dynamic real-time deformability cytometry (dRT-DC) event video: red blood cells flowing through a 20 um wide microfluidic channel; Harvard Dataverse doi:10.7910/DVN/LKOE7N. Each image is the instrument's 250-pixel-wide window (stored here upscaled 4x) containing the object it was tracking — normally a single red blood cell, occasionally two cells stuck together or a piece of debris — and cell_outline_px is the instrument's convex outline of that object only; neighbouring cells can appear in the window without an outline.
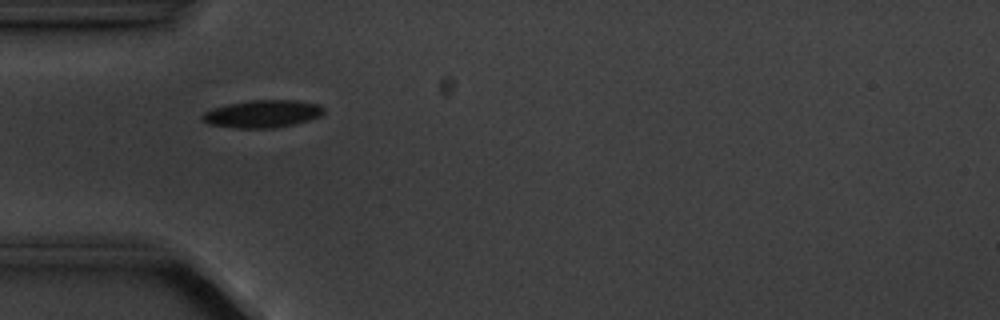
{"species": "common noctule bat (a hibernating species)", "species_latin": "Nyctalus noctula", "temperature_condition": "cold", "stored_images_in_passage": 3, "camera_frame_rate_fps": 3000, "um_per_image_px": 0.085, "animal": {"sex": "male", "body_mass_g": 20.1, "forearm_length_mm": 53.5}, "frame": {"image": 1, "passage_image": 2, "time_ms": 1.333, "image_size_px": [1000, 320], "cell_outline_px": [[324, 112], [320, 116], [308, 120], [276, 128], [236, 128], [208, 124], [200, 120], [200, 116], [204, 112], [212, 108], [228, 104], [252, 100], [296, 100], [320, 104], [324, 108]], "centroid_in_image_um": [22.28, 9.67], "position_along_channel_um": 62.7, "area_um2": 19.59}}